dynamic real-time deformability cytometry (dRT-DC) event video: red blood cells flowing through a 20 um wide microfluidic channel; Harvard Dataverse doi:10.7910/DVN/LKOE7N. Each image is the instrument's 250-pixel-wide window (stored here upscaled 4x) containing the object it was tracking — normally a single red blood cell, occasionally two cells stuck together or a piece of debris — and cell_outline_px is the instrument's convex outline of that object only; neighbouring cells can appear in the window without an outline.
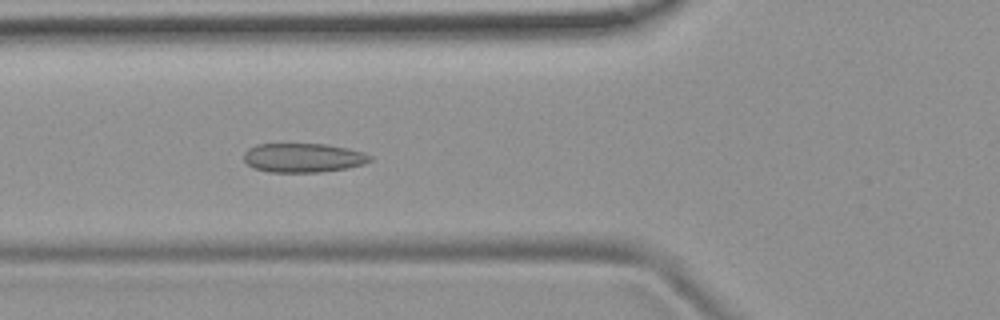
{"species": "common noctule bat (a hibernating species)", "species_latin": "Nyctalus noctula", "temperature_condition": "room temperature", "stored_images_in_passage": 52, "camera_frame_rate_fps": 3000, "um_per_image_px": 0.085, "animal": {"sex": "female", "body_mass_g": 19.9}, "frame": {"image": 1, "passage_image": 19, "time_ms": 6.0, "image_size_px": [1000, 320], "cell_outline_px": [[372, 160], [364, 164], [348, 168], [320, 172], [268, 172], [256, 168], [248, 164], [244, 160], [244, 152], [248, 148], [256, 144], [328, 144], [348, 148], [364, 152], [372, 156]], "centroid_in_image_um": [25.8, 13.4], "position_along_channel_um": 100.0, "area_um2": 21.56}}
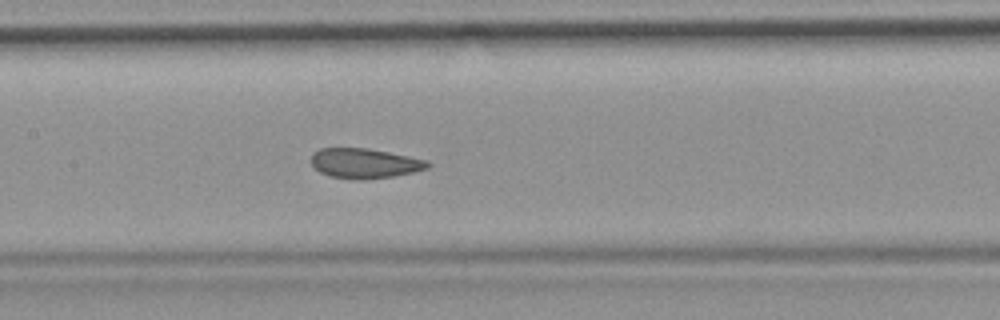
{"frame": {"image": 2, "passage_image": 25, "time_ms": 8.0, "image_size_px": [1000, 320], "cell_outline_px": [[432, 164], [428, 168], [412, 172], [392, 176], [360, 180], [356, 180], [332, 176], [320, 172], [312, 168], [312, 152], [320, 148], [368, 148], [428, 160]], "centroid_in_image_um": [30.98, 13.87], "position_along_channel_um": 176.4, "area_um2": 20.29}}
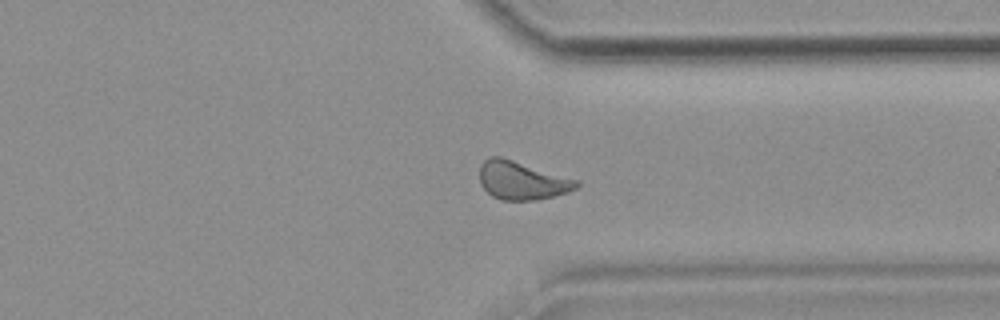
{"frame": {"image": 3, "passage_image": 40, "time_ms": 13.0, "image_size_px": [1000, 320], "cell_outline_px": [[580, 184], [576, 188], [568, 192], [536, 200], [500, 200], [492, 196], [480, 184], [480, 164], [488, 156], [500, 156], [580, 180]], "centroid_in_image_um": [44.36, 15.33], "position_along_channel_um": 367.0, "area_um2": 21.73}, "authors_computed_cell_mechanics": {"area_um2": 21.5594, "velocity_mm_per_s": 3.8158, "shape_relaxation_time_tau1_ms": null, "shape_relaxation_time_tau2_ms": 1.2715, "deformation_change_tau1": null, "deformation_change_tau2": 0.0751}}